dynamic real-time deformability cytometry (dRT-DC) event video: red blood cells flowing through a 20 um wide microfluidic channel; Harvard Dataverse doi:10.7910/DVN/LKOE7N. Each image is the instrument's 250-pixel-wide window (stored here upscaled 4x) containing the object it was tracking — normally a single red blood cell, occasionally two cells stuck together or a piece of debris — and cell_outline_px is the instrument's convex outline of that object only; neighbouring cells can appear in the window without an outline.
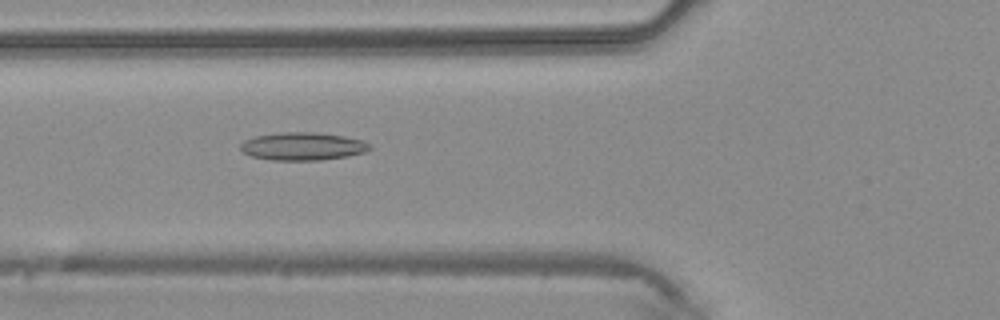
{"species": "common noctule bat (a hibernating species)", "species_latin": "Nyctalus noctula", "temperature_condition": "warm", "stored_images_in_passage": 33, "camera_frame_rate_fps": 3000, "um_per_image_px": 0.085, "animal": {"sex": "male", "body_mass_g": 20.4}, "frame": {"image": 1, "passage_image": 6, "time_ms": 1.667, "image_size_px": [1000, 320], "cell_outline_px": [[372, 148], [364, 152], [348, 156], [320, 160], [272, 160], [252, 156], [244, 152], [240, 148], [240, 144], [244, 140], [256, 136], [280, 132], [312, 132], [344, 136], [364, 140]], "centroid_in_image_um": [25.73, 12.43], "position_along_channel_um": 100.1, "area_um2": 20.92}}
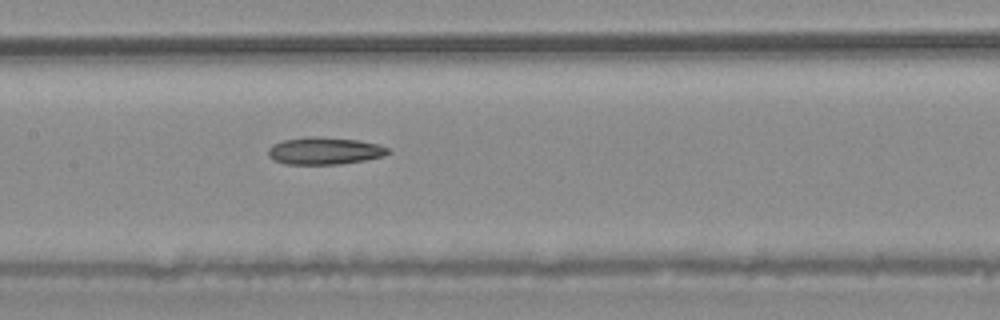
{"frame": {"image": 2, "passage_image": 11, "time_ms": 3.333, "image_size_px": [1000, 320], "cell_outline_px": [[392, 152], [384, 156], [364, 160], [340, 164], [284, 164], [272, 160], [268, 156], [268, 148], [272, 144], [284, 140], [316, 136], [356, 140], [380, 144], [388, 148]], "centroid_in_image_um": [27.58, 12.83], "position_along_channel_um": 179.8, "area_um2": 19.07}}
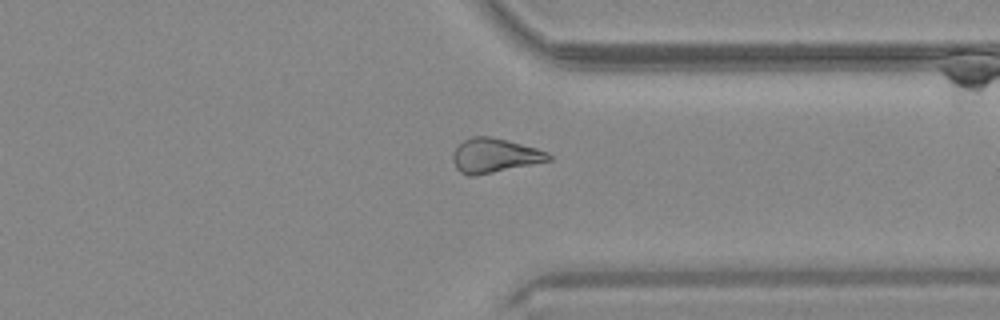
{"frame": {"image": 3, "passage_image": 23, "time_ms": 7.333, "image_size_px": [1000, 320], "cell_outline_px": [[552, 160], [472, 176], [468, 176], [460, 172], [456, 168], [452, 160], [452, 156], [456, 148], [464, 140], [472, 136], [488, 136], [536, 148], [548, 152], [552, 156]], "centroid_in_image_um": [42.02, 13.22], "position_along_channel_um": 369.4, "area_um2": 18.79}}